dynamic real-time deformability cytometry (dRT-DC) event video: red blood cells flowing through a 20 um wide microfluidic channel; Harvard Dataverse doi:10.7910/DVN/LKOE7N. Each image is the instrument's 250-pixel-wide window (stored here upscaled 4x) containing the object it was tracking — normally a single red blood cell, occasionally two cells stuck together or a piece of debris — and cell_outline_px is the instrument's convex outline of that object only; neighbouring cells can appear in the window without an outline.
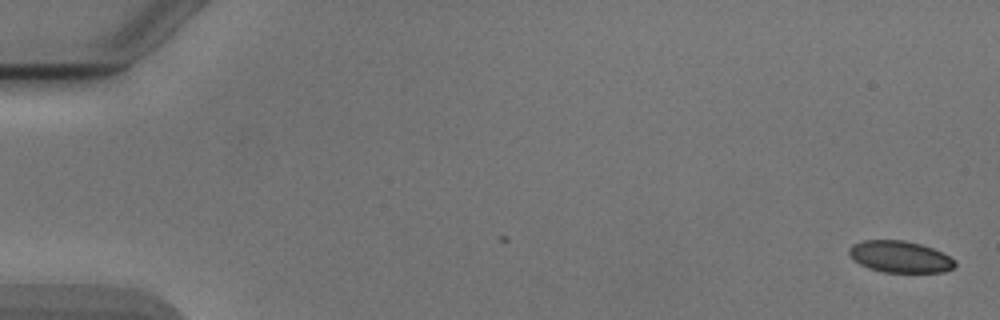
{"species": "Egyptian fruit bat (a non-hibernating species)", "species_latin": "Rousettus aegyptiacus", "temperature_condition": "cold", "stored_images_in_passage": 53, "camera_frame_rate_fps": 3000, "um_per_image_px": 0.085, "animal": {"sex": "male"}, "frame": {"image": 1, "passage_image": 1, "time_ms": 0.0, "image_size_px": [1000, 320], "cell_outline_px": [[956, 264], [952, 268], [944, 272], [880, 272], [868, 268], [852, 260], [848, 252], [848, 248], [852, 244], [864, 240], [904, 240], [920, 244], [932, 248], [956, 260]], "centroid_in_image_um": [76.45, 21.82], "position_along_channel_um": 8.5, "area_um2": 19.59}}
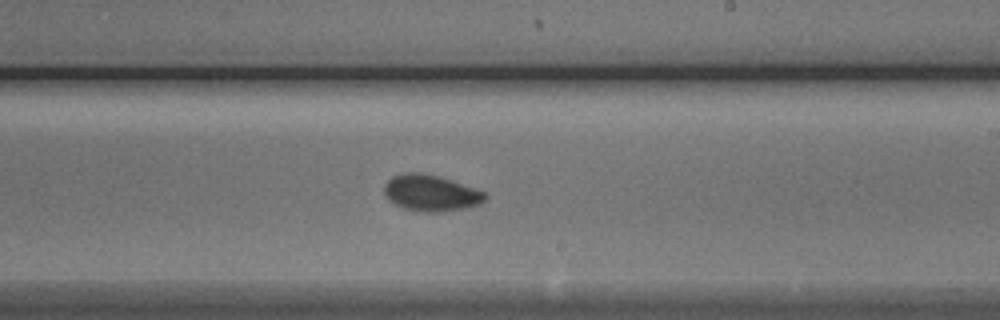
{"frame": {"image": 2, "passage_image": 32, "time_ms": 10.333, "image_size_px": [1000, 320], "cell_outline_px": [[488, 196], [480, 204], [464, 208], [440, 212], [424, 212], [404, 208], [388, 200], [384, 192], [384, 184], [392, 176], [400, 172], [420, 172], [436, 176], [484, 192]], "centroid_in_image_um": [36.56, 16.4], "position_along_channel_um": 252.4, "area_um2": 21.04}}
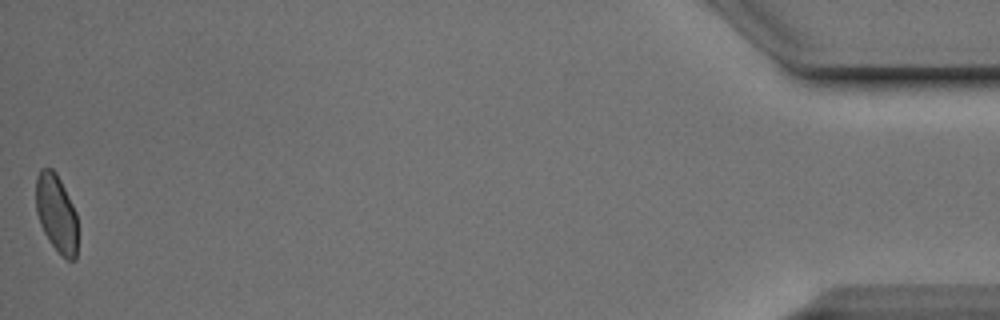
{"frame": {"image": 3, "passage_image": 53, "time_ms": 17.333, "image_size_px": [1000, 320], "cell_outline_px": [[76, 260], [68, 260], [52, 244], [44, 232], [40, 224], [36, 212], [36, 176], [40, 168], [52, 168], [56, 172], [76, 212]], "centroid_in_image_um": [4.77, 18.08], "position_along_channel_um": 430.4, "area_um2": 18.61}, "authors_computed_cell_mechanics": {"area_um2": 20.4034, "velocity_mm_per_s": 3.8771, "shape_relaxation_time_tau1_ms": 4.494, "shape_relaxation_time_tau2_ms": 1.2005, "deformation_change_tau1": 0.0981, "deformation_change_tau2": 0.0403}}